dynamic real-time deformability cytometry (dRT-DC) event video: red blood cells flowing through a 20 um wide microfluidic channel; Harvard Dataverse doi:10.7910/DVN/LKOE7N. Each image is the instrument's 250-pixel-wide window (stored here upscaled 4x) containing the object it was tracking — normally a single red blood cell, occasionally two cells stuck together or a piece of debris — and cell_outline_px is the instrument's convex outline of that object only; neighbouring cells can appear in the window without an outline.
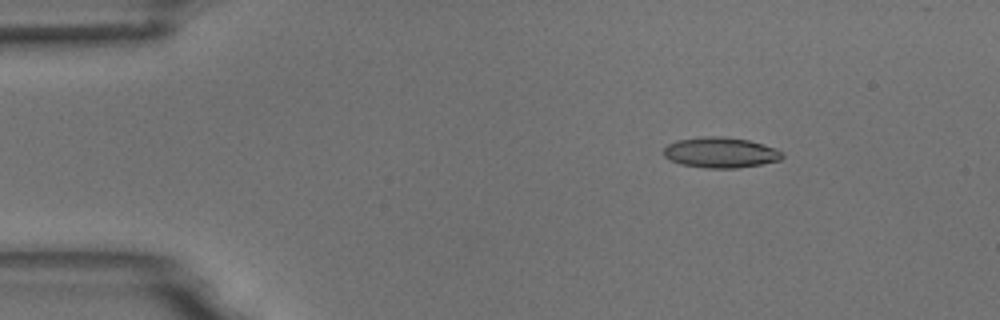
{"species": "common noctule bat (a hibernating species)", "species_latin": "Nyctalus noctula", "temperature_condition": "room temperature", "stored_images_in_passage": 7, "camera_frame_rate_fps": 3000, "um_per_image_px": 0.085, "animal": {"sex": "male", "body_mass_g": 18.8}, "frame": {"image": 1, "passage_image": 3, "time_ms": 0.667, "image_size_px": [1000, 320], "cell_outline_px": [[784, 156], [780, 160], [760, 164], [736, 168], [704, 168], [680, 164], [664, 156], [664, 148], [668, 144], [676, 140], [708, 136], [724, 136], [748, 140], [764, 144], [776, 148], [784, 152]], "centroid_in_image_um": [61.27, 12.96], "position_along_channel_um": 23.7, "area_um2": 21.15}}